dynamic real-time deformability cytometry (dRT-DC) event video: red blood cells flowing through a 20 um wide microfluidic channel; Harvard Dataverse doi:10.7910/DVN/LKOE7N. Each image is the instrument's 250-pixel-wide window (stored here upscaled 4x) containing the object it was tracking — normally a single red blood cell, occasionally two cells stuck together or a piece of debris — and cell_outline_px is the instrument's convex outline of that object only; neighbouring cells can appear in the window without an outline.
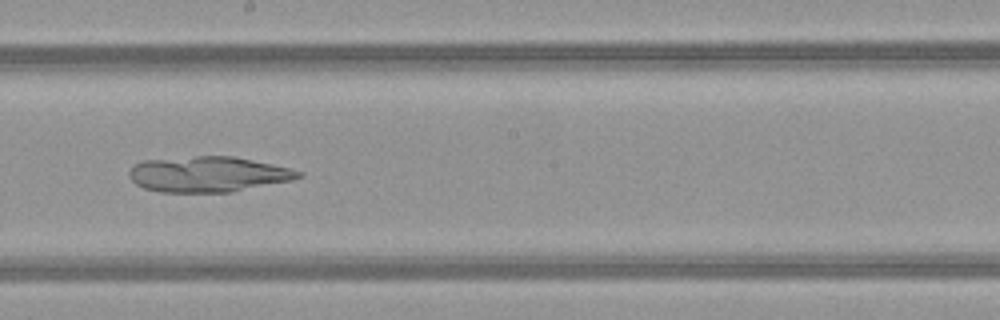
{"species": "common noctule bat (a hibernating species)", "species_latin": "Nyctalus noctula", "temperature_condition": "warm", "stored_images_in_passage": 46, "camera_frame_rate_fps": 3000, "um_per_image_px": 0.085, "animal": {"sex": "female", "body_mass_g": 21.9}, "frame": {"image": 1, "passage_image": 24, "time_ms": 7.667, "image_size_px": [1000, 320], "cell_outline_px": [[304, 176], [292, 180], [232, 192], [160, 192], [144, 188], [136, 184], [128, 176], [128, 172], [132, 164], [144, 160], [196, 156], [232, 156], [272, 164], [304, 172]], "centroid_in_image_um": [17.67, 14.81], "position_along_channel_um": 230.5, "area_um2": 35.14}}
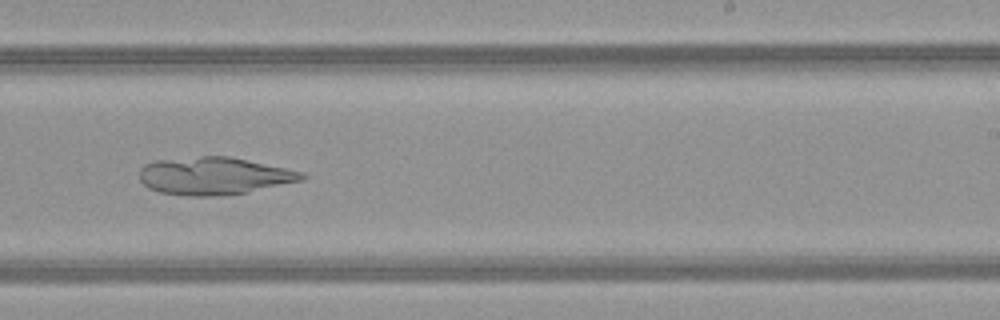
{"frame": {"image": 2, "passage_image": 27, "time_ms": 8.667, "image_size_px": [1000, 320], "cell_outline_px": [[308, 176], [304, 180], [248, 192], [212, 196], [184, 196], [160, 192], [148, 188], [140, 180], [140, 168], [144, 164], [156, 160], [200, 156], [228, 156], [304, 172]], "centroid_in_image_um": [18.19, 14.95], "position_along_channel_um": 270.8, "area_um2": 35.55}}